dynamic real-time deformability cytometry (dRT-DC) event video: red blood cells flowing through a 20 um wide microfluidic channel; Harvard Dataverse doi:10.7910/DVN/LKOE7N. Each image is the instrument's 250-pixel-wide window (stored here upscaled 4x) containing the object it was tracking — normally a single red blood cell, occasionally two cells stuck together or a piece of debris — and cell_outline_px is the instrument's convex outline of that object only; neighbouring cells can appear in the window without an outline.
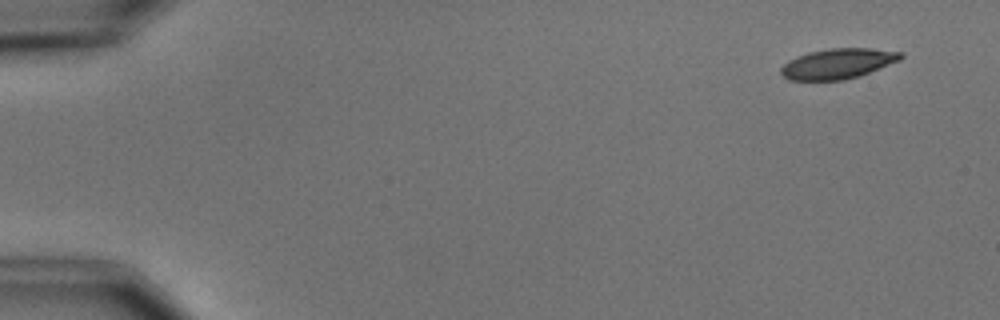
{"species": "common noctule bat (a hibernating species)", "species_latin": "Nyctalus noctula", "temperature_condition": "cold", "stored_images_in_passage": 6, "camera_frame_rate_fps": 3000, "um_per_image_px": 0.085, "animal": {"sex": "male", "body_mass_g": 15.6}, "frame": {"image": 1, "passage_image": 6, "time_ms": 6.667, "image_size_px": [1000, 320], "cell_outline_px": [[904, 56], [900, 60], [860, 76], [844, 80], [788, 80], [780, 72], [780, 68], [788, 60], [796, 56], [808, 52], [832, 48], [872, 48], [904, 52]], "centroid_in_image_um": [71.23, 5.4], "position_along_channel_um": 13.8, "area_um2": 21.27}}